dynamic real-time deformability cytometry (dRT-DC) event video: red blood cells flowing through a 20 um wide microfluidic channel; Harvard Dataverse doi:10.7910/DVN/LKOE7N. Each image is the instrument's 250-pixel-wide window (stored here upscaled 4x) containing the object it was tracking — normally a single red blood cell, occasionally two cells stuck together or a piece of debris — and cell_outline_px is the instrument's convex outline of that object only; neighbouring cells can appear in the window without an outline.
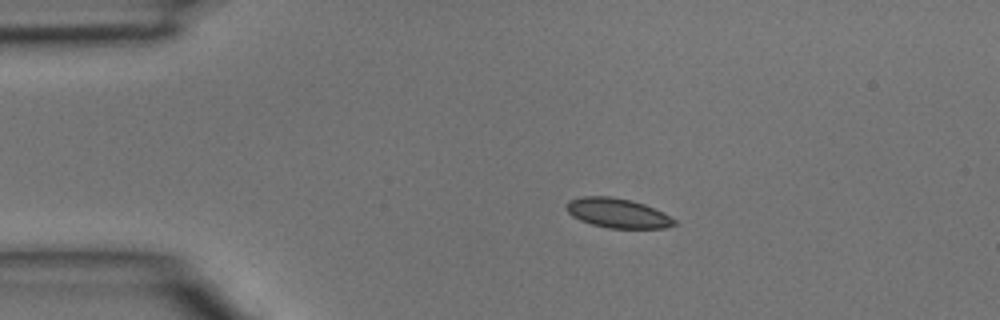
{"species": "common noctule bat (a hibernating species)", "species_latin": "Nyctalus noctula", "temperature_condition": "room temperature", "stored_images_in_passage": 2, "camera_frame_rate_fps": 3000, "um_per_image_px": 0.085, "animal": {"sex": "male", "body_mass_g": 15.6}, "frame": {"image": 1, "passage_image": 1, "time_ms": 0.0, "image_size_px": [1000, 320], "cell_outline_px": [[676, 224], [664, 228], [608, 228], [592, 224], [580, 220], [572, 216], [564, 208], [568, 200], [580, 196], [608, 196], [632, 200], [644, 204], [676, 220]], "centroid_in_image_um": [52.43, 18.1], "position_along_channel_um": 32.6, "area_um2": 18.5}}